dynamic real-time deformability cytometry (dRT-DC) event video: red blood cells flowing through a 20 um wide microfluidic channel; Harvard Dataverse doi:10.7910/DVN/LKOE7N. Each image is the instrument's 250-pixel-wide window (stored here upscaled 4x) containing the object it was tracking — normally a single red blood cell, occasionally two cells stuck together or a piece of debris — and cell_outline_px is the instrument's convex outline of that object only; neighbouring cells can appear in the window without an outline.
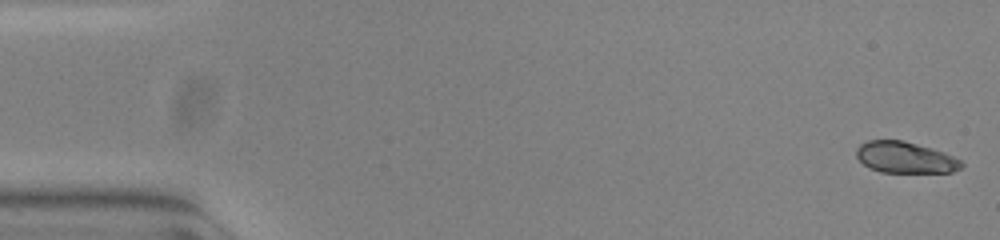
{"species": "common noctule bat (a hibernating species)", "species_latin": "Nyctalus noctula", "temperature_condition": "warm", "stored_images_in_passage": 54, "camera_frame_rate_fps": 3000, "um_per_image_px": 0.085, "animal": {"sex": "female", "body_mass_g": 23.0, "forearm_length_mm": 53.4}, "frame": {"image": 1, "passage_image": 1, "time_ms": 0.0, "image_size_px": [1000, 240], "cell_outline_px": [[964, 164], [960, 168], [952, 172], [880, 172], [868, 168], [856, 156], [856, 148], [860, 144], [868, 140], [904, 140], [932, 148], [944, 152], [960, 160]], "centroid_in_image_um": [76.92, 13.38], "position_along_channel_um": 8.1, "area_um2": 19.19}}
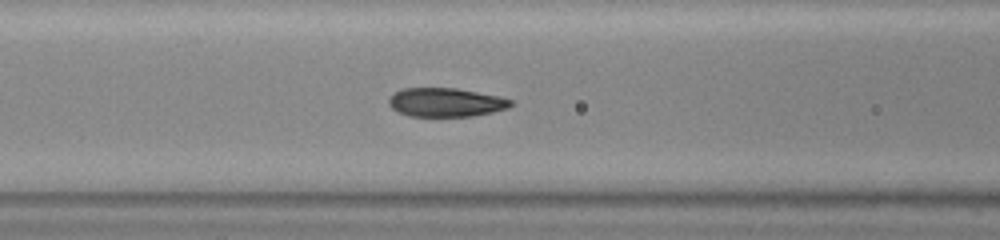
{"frame": {"image": 2, "passage_image": 22, "time_ms": 7.0, "image_size_px": [1000, 240], "cell_outline_px": [[512, 104], [508, 108], [492, 112], [472, 116], [408, 116], [396, 112], [388, 104], [388, 100], [392, 92], [400, 88], [456, 88], [496, 96], [512, 100]], "centroid_in_image_um": [37.8, 8.7], "position_along_channel_um": 128.8, "area_um2": 20.52}}
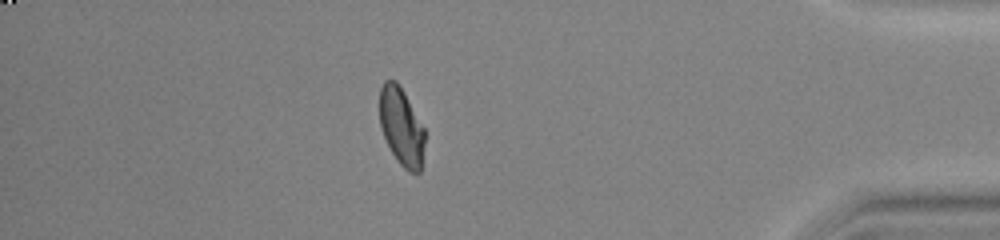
{"frame": {"image": 3, "passage_image": 47, "time_ms": 15.333, "image_size_px": [1000, 240], "cell_outline_px": [[424, 144], [420, 172], [408, 172], [400, 164], [392, 152], [380, 128], [380, 88], [384, 80], [396, 80], [404, 92], [424, 128]], "centroid_in_image_um": [34.11, 10.75], "position_along_channel_um": 401.1, "area_um2": 20.23}, "authors_computed_cell_mechanics": {"area_um2": 21.0392, "velocity_mm_per_s": 3.7867, "shape_relaxation_time_tau1_ms": 3.794, "shape_relaxation_time_tau2_ms": null, "deformation_change_tau1": 0.1724, "deformation_change_tau2": null}}